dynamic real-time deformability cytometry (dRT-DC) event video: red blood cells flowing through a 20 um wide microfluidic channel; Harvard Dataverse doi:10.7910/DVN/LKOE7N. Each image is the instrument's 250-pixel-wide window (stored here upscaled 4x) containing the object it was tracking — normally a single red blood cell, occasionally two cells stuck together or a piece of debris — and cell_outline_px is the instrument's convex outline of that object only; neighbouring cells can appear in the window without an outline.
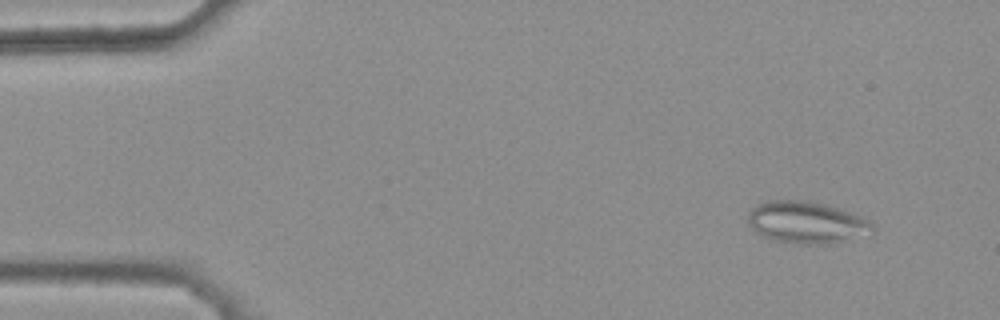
{"species": "common noctule bat (a hibernating species)", "species_latin": "Nyctalus noctula", "temperature_condition": "warm", "stored_images_in_passage": 44, "camera_frame_rate_fps": 3000, "um_per_image_px": 0.085, "animal": {"sex": "female", "body_mass_g": 25.1}, "frame": {"image": 1, "passage_image": 4, "time_ms": 1.0, "image_size_px": [1000, 320], "cell_outline_px": [[876, 228], [872, 232], [836, 244], [804, 244], [776, 240], [764, 236], [756, 232], [748, 224], [748, 212], [756, 204], [768, 200], [808, 200], [840, 208], [860, 216], [868, 220]], "centroid_in_image_um": [68.56, 18.9], "position_along_channel_um": 16.4, "area_um2": 30.58}}
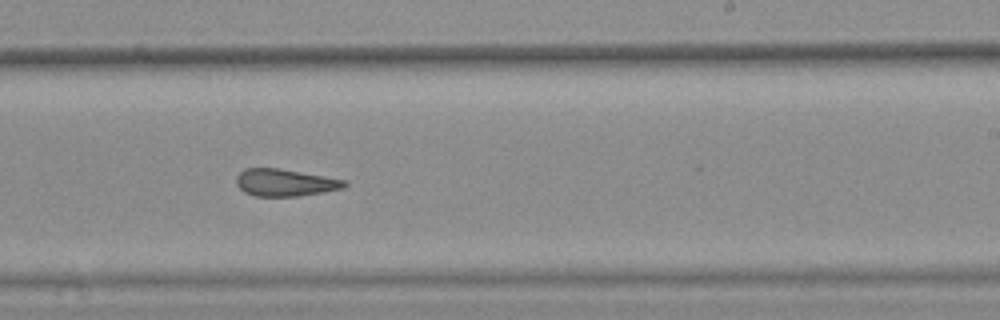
{"frame": {"image": 2, "passage_image": 31, "time_ms": 10.0, "image_size_px": [1000, 320], "cell_outline_px": [[348, 184], [344, 188], [300, 196], [256, 196], [244, 192], [236, 184], [236, 176], [244, 168], [276, 168], [348, 180]], "centroid_in_image_um": [24.23, 15.52], "position_along_channel_um": 264.8, "area_um2": 17.11}}
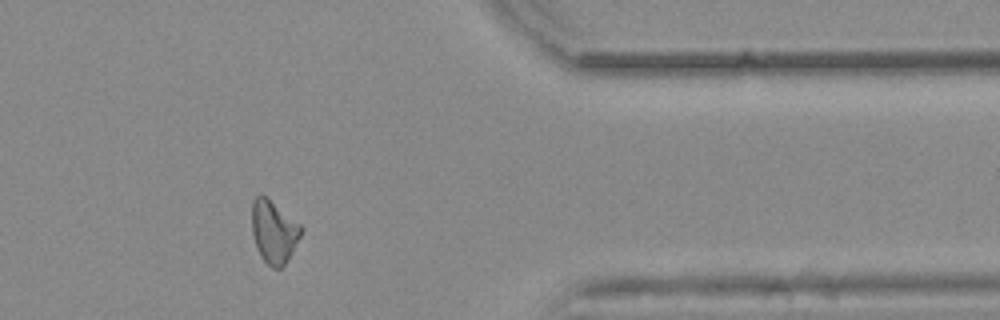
{"frame": {"image": 3, "passage_image": 42, "time_ms": 13.667, "image_size_px": [1000, 320], "cell_outline_px": [[304, 228], [300, 236], [284, 264], [280, 268], [272, 268], [260, 256], [256, 248], [252, 232], [252, 200], [256, 196], [264, 196], [300, 224]], "centroid_in_image_um": [23.25, 19.71], "position_along_channel_um": 388.2, "area_um2": 17.51}, "authors_computed_cell_mechanics": {"area_um2": 18.4671, "velocity_mm_per_s": 3.8726, "shape_relaxation_time_tau1_ms": null, "shape_relaxation_time_tau2_ms": 2.2798, "deformation_change_tau1": null, "deformation_change_tau2": 0.1141}}